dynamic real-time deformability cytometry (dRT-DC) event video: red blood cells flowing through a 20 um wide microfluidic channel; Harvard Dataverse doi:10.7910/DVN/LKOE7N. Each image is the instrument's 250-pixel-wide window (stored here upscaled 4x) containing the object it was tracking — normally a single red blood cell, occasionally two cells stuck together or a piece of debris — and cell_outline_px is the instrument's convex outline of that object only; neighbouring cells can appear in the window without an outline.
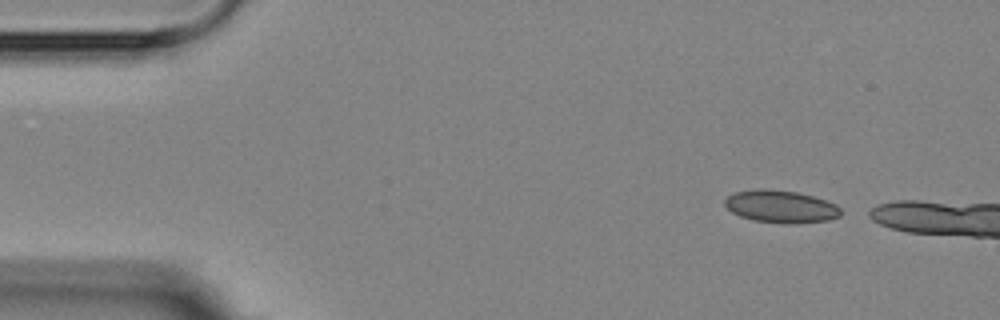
{"species": "Egyptian fruit bat (a non-hibernating species)", "species_latin": "Rousettus aegyptiacus", "temperature_condition": "room temperature", "stored_images_in_passage": 2, "camera_frame_rate_fps": 3000, "um_per_image_px": 0.085, "animal": {"sex": "female"}, "frame": {"image": 1, "passage_image": 1, "time_ms": 0.0, "image_size_px": [1000, 320], "cell_outline_px": [[840, 216], [828, 220], [796, 224], [784, 224], [752, 220], [740, 216], [732, 212], [724, 204], [724, 200], [728, 196], [736, 192], [760, 188], [764, 188], [796, 192], [812, 196], [836, 204], [840, 208]], "centroid_in_image_um": [66.36, 17.57], "position_along_channel_um": 18.6, "area_um2": 21.96}}